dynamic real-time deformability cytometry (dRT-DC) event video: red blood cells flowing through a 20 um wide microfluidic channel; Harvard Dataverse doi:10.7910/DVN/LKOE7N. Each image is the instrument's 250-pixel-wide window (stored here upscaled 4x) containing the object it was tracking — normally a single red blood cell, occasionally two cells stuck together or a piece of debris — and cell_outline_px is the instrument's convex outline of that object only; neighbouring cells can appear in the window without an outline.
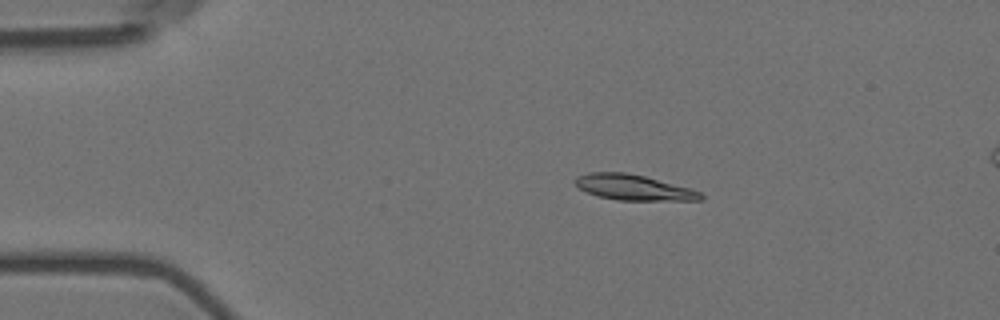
{"species": "Egyptian fruit bat (a non-hibernating species)", "species_latin": "Rousettus aegyptiacus", "temperature_condition": "room temperature", "stored_images_in_passage": 6, "camera_frame_rate_fps": 3000, "um_per_image_px": 0.085, "animal": {"sex": "female"}, "frame": {"image": 1, "passage_image": 4, "time_ms": 1.0, "image_size_px": [1000, 320], "cell_outline_px": [[704, 200], [616, 200], [596, 196], [580, 188], [576, 184], [576, 176], [588, 172], [624, 172], [644, 176], [688, 188], [700, 192], [704, 196]], "centroid_in_image_um": [53.83, 15.93], "position_along_channel_um": 31.2, "area_um2": 18.44}}